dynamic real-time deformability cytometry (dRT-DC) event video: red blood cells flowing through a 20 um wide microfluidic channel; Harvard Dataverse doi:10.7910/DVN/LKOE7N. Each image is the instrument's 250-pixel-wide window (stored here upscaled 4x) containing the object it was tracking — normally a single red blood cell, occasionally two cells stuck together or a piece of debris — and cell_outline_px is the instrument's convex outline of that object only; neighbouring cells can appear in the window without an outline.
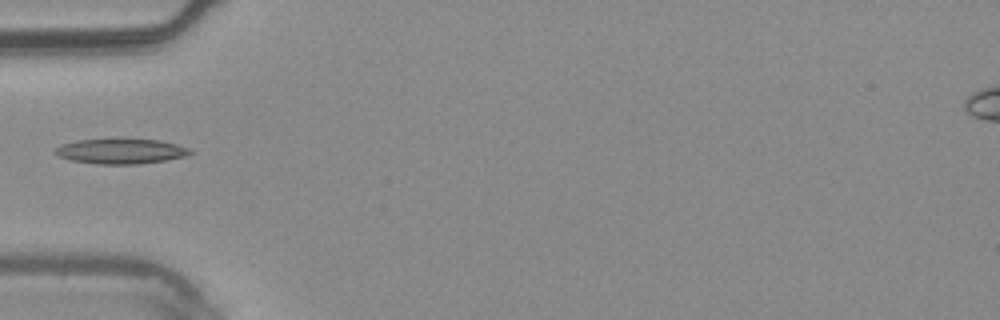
{"species": "common noctule bat (a hibernating species)", "species_latin": "Nyctalus noctula", "temperature_condition": "warm", "stored_images_in_passage": 6, "camera_frame_rate_fps": 3000, "um_per_image_px": 0.085, "animal": {"sex": "male", "body_mass_g": 20.4}, "frame": {"image": 1, "passage_image": 5, "time_ms": 1.333, "image_size_px": [1000, 320], "cell_outline_px": [[196, 152], [184, 156], [164, 160], [140, 164], [96, 164], [72, 160], [56, 156], [52, 152], [60, 144], [76, 140], [160, 140], [176, 144], [188, 148]], "centroid_in_image_um": [10.23, 12.87], "position_along_channel_um": 74.8, "area_um2": 19.54}}